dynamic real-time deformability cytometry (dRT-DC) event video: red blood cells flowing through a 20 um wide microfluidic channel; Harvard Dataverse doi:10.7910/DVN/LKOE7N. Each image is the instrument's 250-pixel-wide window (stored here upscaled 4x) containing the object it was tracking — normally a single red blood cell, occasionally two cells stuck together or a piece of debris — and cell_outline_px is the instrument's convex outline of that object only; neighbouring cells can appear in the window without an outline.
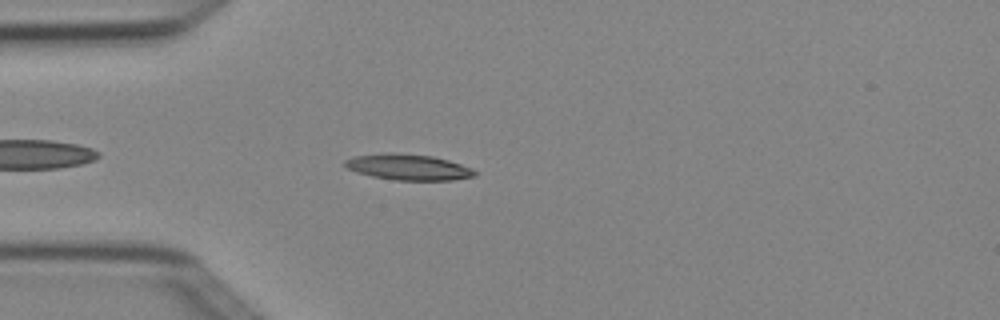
{"species": "Egyptian fruit bat (a non-hibernating species)", "species_latin": "Rousettus aegyptiacus", "temperature_condition": "cold", "stored_images_in_passage": 3, "camera_frame_rate_fps": 3000, "um_per_image_px": 0.085, "animal": {"sex": "female"}, "frame": {"image": 1, "passage_image": 3, "time_ms": 0.667, "image_size_px": [1000, 320], "cell_outline_px": [[476, 176], [452, 180], [396, 180], [372, 176], [356, 172], [348, 168], [344, 164], [344, 160], [352, 156], [388, 152], [392, 152], [432, 156], [448, 160], [472, 168], [476, 172]], "centroid_in_image_um": [34.68, 14.2], "position_along_channel_um": 50.3, "area_um2": 19.59}}